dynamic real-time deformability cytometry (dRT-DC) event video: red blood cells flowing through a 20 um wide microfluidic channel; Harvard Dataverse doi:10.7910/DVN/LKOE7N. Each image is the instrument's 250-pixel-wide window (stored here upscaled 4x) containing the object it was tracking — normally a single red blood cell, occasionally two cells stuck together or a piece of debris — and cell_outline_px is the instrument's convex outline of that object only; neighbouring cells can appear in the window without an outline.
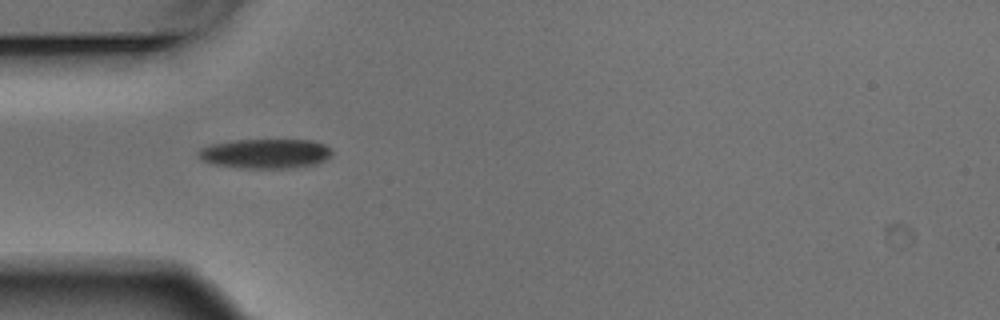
{"species": "Egyptian fruit bat (a non-hibernating species)", "species_latin": "Rousettus aegyptiacus", "temperature_condition": "warm", "stored_images_in_passage": 5, "camera_frame_rate_fps": 3000, "um_per_image_px": 0.085, "animal": {"sex": "male"}, "frame": {"image": 1, "passage_image": 1, "time_ms": 0.0, "image_size_px": [1000, 320], "cell_outline_px": [[332, 156], [316, 164], [288, 168], [240, 168], [212, 164], [200, 160], [196, 152], [200, 148], [212, 144], [236, 140], [312, 140], [324, 144], [332, 148]], "centroid_in_image_um": [22.55, 13.06], "position_along_channel_um": 62.5, "area_um2": 23.24}}
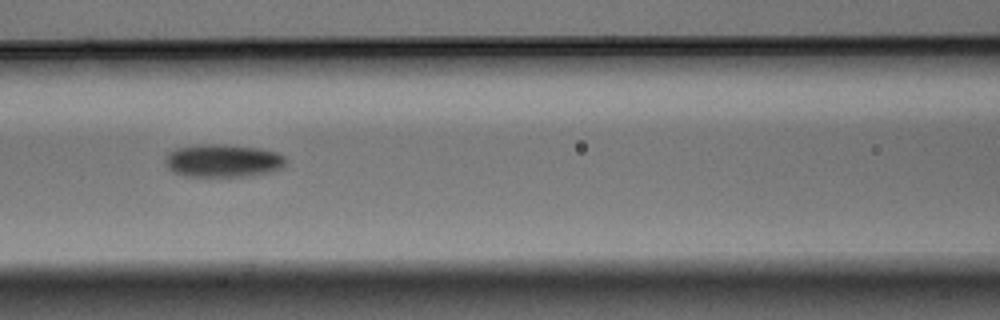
{"frame": {"image": 2, "passage_image": 3, "time_ms": 0.667, "image_size_px": [1000, 320], "cell_outline_px": [[284, 164], [280, 168], [268, 172], [244, 176], [184, 176], [172, 172], [164, 164], [164, 160], [168, 152], [176, 148], [192, 144], [228, 144], [260, 148], [276, 152], [284, 156]], "centroid_in_image_um": [18.86, 13.64], "position_along_channel_um": 147.7, "area_um2": 23.29}}
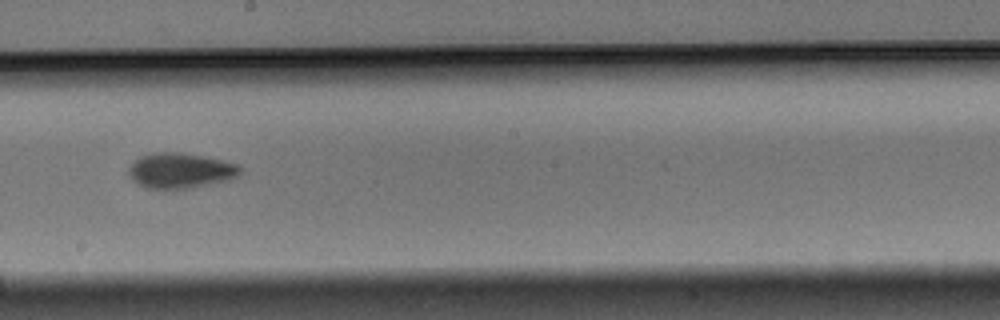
{"frame": {"image": 3, "passage_image": 5, "time_ms": 1.333, "image_size_px": [1000, 320], "cell_outline_px": [[240, 176], [232, 180], [192, 188], [144, 188], [136, 184], [128, 176], [128, 168], [140, 156], [156, 152], [180, 152], [204, 156], [224, 160], [240, 164]], "centroid_in_image_um": [15.37, 14.5], "position_along_channel_um": 232.8, "area_um2": 23.35}}